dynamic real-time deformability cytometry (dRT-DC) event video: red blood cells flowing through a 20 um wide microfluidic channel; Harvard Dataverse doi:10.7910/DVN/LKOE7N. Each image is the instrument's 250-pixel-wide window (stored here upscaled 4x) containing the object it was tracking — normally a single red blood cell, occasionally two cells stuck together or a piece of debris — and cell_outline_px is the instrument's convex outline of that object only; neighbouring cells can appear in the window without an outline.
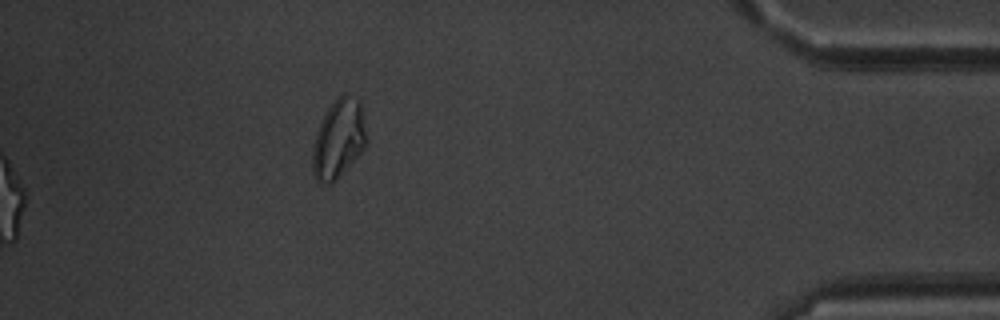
{"species": "common noctule bat (a hibernating species)", "species_latin": "Nyctalus noctula", "temperature_condition": "warm", "stored_images_in_passage": 53, "segment_of_instrument_passage": [2, 2], "camera_frame_rate_fps": 3000, "um_per_image_px": 0.085, "animal": {"sex": "male", "body_mass_g": 20.1, "forearm_length_mm": 53.5}, "frame": {"image": 1, "passage_image": 53, "time_ms": 17.333, "image_size_px": [1000, 320], "cell_outline_px": [[368, 140], [364, 148], [332, 184], [328, 184], [316, 180], [312, 172], [312, 148], [316, 132], [328, 108], [340, 96], [344, 96], [360, 100]], "centroid_in_image_um": [28.77, 11.85], "position_along_channel_um": 406.4, "area_um2": 24.39}}